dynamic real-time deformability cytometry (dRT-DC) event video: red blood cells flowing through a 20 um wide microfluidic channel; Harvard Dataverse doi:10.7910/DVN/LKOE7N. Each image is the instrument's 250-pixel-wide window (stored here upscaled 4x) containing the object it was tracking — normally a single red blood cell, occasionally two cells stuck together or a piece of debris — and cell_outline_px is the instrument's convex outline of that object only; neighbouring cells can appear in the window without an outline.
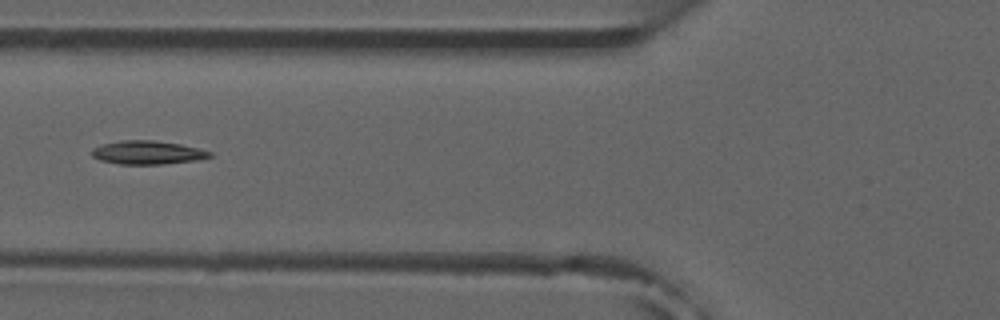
{"species": "common noctule bat (a hibernating species)", "species_latin": "Nyctalus noctula", "temperature_condition": "room temperature", "stored_images_in_passage": 7, "camera_frame_rate_fps": 3000, "um_per_image_px": 0.085, "animal": {"sex": "male", "forearm_length_mm": 52.5}, "frame": {"image": 1, "passage_image": 6, "time_ms": 6.0, "image_size_px": [1000, 320], "cell_outline_px": [[212, 156], [196, 160], [160, 164], [120, 164], [100, 160], [92, 156], [92, 148], [100, 144], [120, 140], [156, 140], [180, 144], [212, 152]], "centroid_in_image_um": [12.49, 12.95], "position_along_channel_um": 113.3, "area_um2": 16.13}}
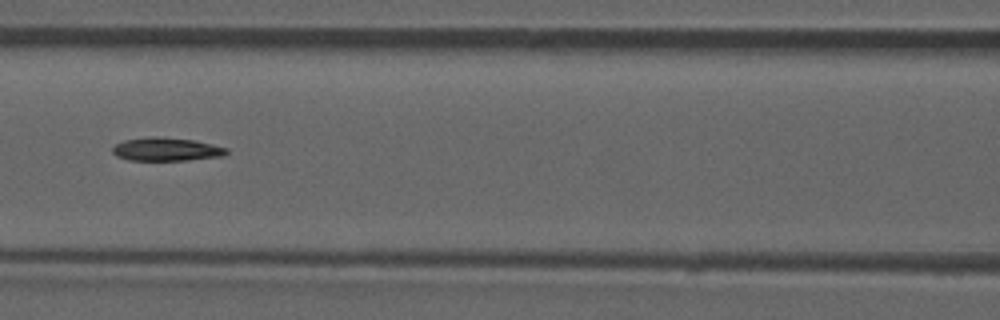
{"frame": {"image": 2, "passage_image": 7, "time_ms": 7.0, "image_size_px": [1000, 320], "cell_outline_px": [[228, 152], [224, 156], [188, 160], [128, 160], [116, 156], [112, 152], [112, 148], [116, 144], [124, 140], [152, 136], [156, 136], [196, 140], [228, 148]], "centroid_in_image_um": [14.15, 12.68], "position_along_channel_um": 152.4, "area_um2": 15.61}}